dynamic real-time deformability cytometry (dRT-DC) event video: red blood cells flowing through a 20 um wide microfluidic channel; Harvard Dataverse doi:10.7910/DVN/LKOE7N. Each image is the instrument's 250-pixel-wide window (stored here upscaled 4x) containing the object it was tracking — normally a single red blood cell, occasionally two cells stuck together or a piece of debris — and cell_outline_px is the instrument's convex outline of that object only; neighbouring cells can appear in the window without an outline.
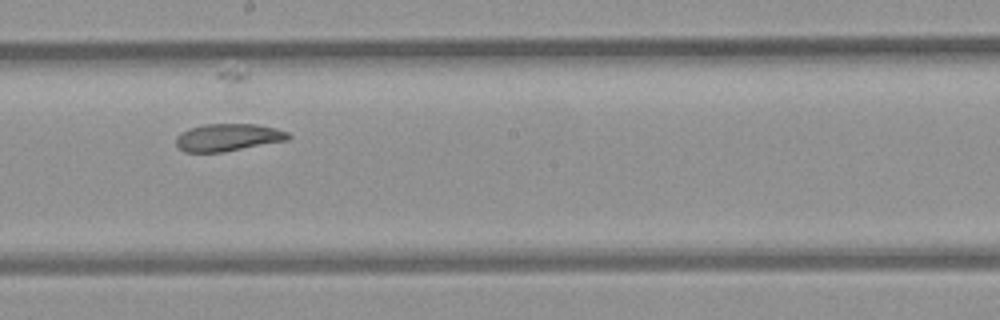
{"species": "common noctule bat (a hibernating species)", "species_latin": "Nyctalus noctula", "temperature_condition": "room temperature", "stored_images_in_passage": 11, "camera_frame_rate_fps": 3000, "um_per_image_px": 0.085, "animal": {"sex": "female", "body_mass_g": 21.9}, "frame": {"image": 1, "passage_image": 7, "time_ms": 2.0, "image_size_px": [1000, 320], "cell_outline_px": [[292, 136], [288, 140], [224, 152], [184, 152], [176, 144], [176, 136], [180, 132], [188, 128], [204, 124], [256, 124], [276, 128], [288, 132]], "centroid_in_image_um": [19.38, 11.67], "position_along_channel_um": 228.8, "area_um2": 18.09}}
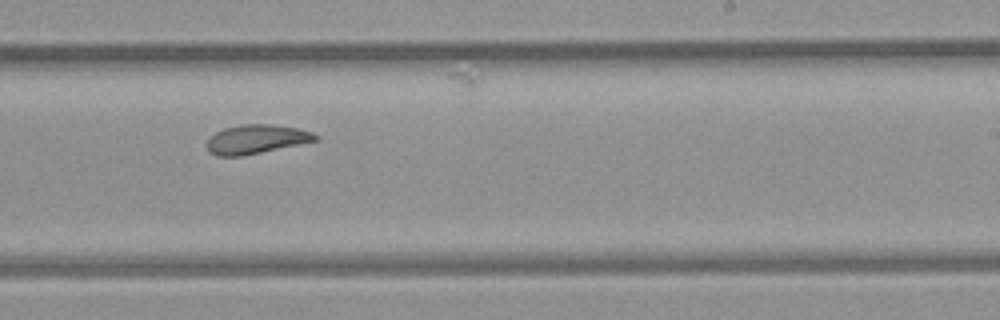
{"frame": {"image": 2, "passage_image": 8, "time_ms": 2.333, "image_size_px": [1000, 320], "cell_outline_px": [[320, 140], [240, 156], [216, 156], [208, 152], [204, 144], [216, 132], [224, 128], [240, 124], [268, 124], [300, 128], [312, 132], [320, 136]], "centroid_in_image_um": [21.78, 11.83], "position_along_channel_um": 267.2, "area_um2": 18.5}}
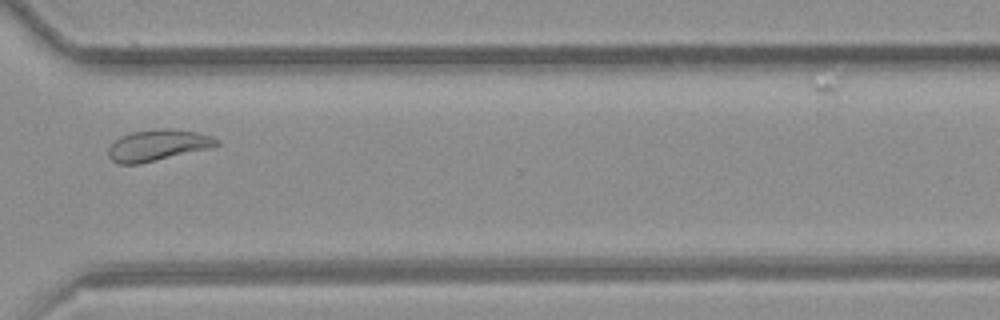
{"frame": {"image": 3, "passage_image": 10, "time_ms": 3.0, "image_size_px": [1000, 320], "cell_outline_px": [[220, 144], [212, 148], [140, 164], [116, 164], [108, 156], [108, 148], [120, 136], [132, 132], [160, 128], [168, 128], [196, 132], [212, 136], [220, 140]], "centroid_in_image_um": [13.43, 12.35], "position_along_channel_um": 357.2, "area_um2": 19.88}}